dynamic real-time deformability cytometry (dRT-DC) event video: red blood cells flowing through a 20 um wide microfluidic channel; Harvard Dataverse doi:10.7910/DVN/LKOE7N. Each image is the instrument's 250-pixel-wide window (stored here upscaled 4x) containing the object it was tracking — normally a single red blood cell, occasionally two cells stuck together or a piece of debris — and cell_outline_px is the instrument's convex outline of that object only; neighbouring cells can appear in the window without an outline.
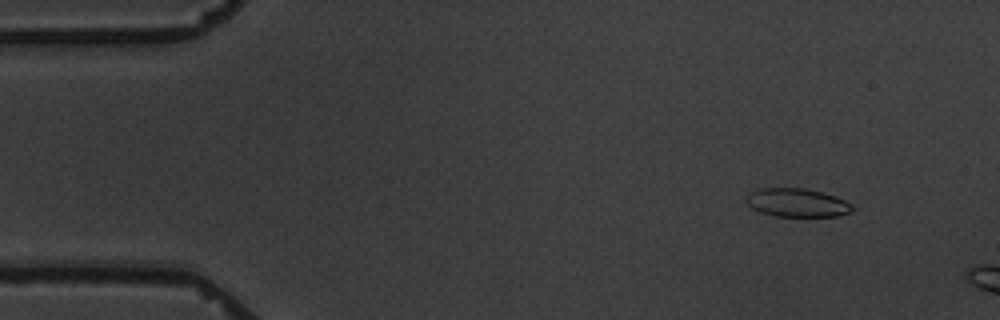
{"species": "common noctule bat (a hibernating species)", "species_latin": "Nyctalus noctula", "temperature_condition": "warm", "stored_images_in_passage": 3, "camera_frame_rate_fps": 3000, "um_per_image_px": 0.085, "animal": {"sex": "male", "body_mass_g": 19.5, "forearm_length_mm": 54.6}, "frame": {"image": 1, "passage_image": 1, "time_ms": 0.0, "image_size_px": [1000, 320], "cell_outline_px": [[852, 212], [836, 216], [776, 216], [760, 212], [752, 208], [744, 200], [748, 192], [756, 188], [804, 188], [836, 196], [852, 204]], "centroid_in_image_um": [67.7, 17.22], "position_along_channel_um": 17.3, "area_um2": 17.69}}